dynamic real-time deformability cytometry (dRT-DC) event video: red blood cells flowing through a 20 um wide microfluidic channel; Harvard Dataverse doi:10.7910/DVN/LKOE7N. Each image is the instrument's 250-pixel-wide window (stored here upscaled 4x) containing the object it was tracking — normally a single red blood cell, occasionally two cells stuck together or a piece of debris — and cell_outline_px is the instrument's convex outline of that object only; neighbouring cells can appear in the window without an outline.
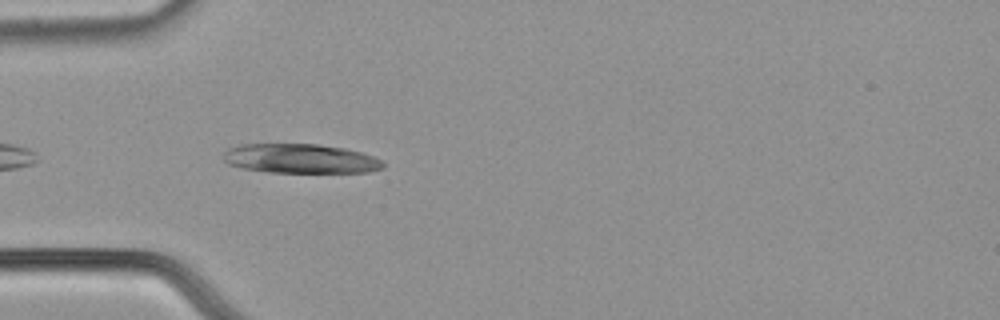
{"species": "common noctule bat (a hibernating species)", "species_latin": "Nyctalus noctula", "temperature_condition": "cold", "stored_images_in_passage": 8, "camera_frame_rate_fps": 3000, "um_per_image_px": 0.085, "animal": {"sex": "male", "body_mass_g": 21.5, "forearm_length_mm": 52.0}, "frame": {"image": 1, "passage_image": 4, "time_ms": 1.0, "image_size_px": [1000, 320], "cell_outline_px": [[384, 168], [368, 172], [268, 172], [244, 168], [228, 164], [224, 160], [224, 152], [228, 148], [240, 144], [316, 144], [344, 148], [360, 152], [372, 156], [380, 160], [384, 164]], "centroid_in_image_um": [25.52, 13.48], "position_along_channel_um": 59.5, "area_um2": 27.17}}